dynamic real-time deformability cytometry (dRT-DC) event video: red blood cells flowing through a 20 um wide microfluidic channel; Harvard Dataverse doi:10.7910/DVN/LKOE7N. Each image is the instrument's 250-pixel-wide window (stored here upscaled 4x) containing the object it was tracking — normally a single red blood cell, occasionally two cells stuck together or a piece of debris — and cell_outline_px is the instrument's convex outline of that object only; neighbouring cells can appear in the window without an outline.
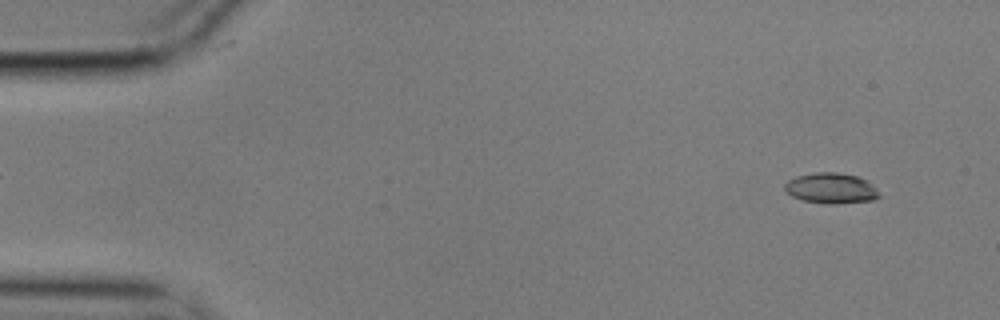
{"species": "common noctule bat (a hibernating species)", "species_latin": "Nyctalus noctula", "temperature_condition": "cold", "stored_images_in_passage": 56, "camera_frame_rate_fps": 3000, "um_per_image_px": 0.085, "animal": {"sex": "male", "body_mass_g": 17.9}, "frame": {"image": 1, "passage_image": 4, "time_ms": 1.0, "image_size_px": [1000, 320], "cell_outline_px": [[880, 196], [872, 200], [836, 204], [832, 204], [804, 200], [792, 196], [784, 192], [784, 184], [788, 180], [796, 176], [816, 172], [836, 172], [856, 176], [868, 180], [876, 188]], "centroid_in_image_um": [70.63, 15.99], "position_along_channel_um": 14.4, "area_um2": 16.82}}
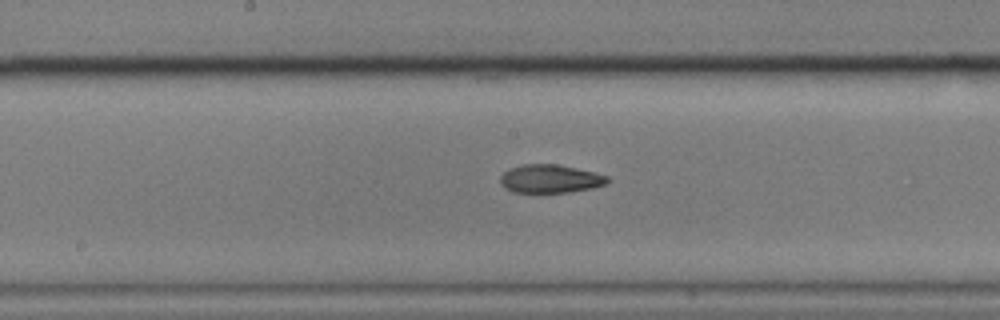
{"frame": {"image": 2, "passage_image": 29, "time_ms": 9.333, "image_size_px": [1000, 320], "cell_outline_px": [[612, 180], [604, 184], [592, 188], [568, 192], [512, 192], [504, 188], [500, 184], [500, 176], [504, 172], [512, 168], [524, 164], [556, 164], [596, 172], [608, 176]], "centroid_in_image_um": [46.78, 15.2], "position_along_channel_um": 201.4, "area_um2": 17.69}}
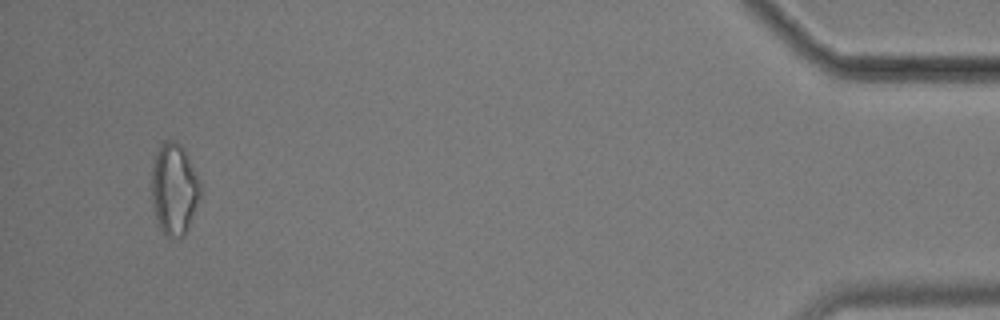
{"frame": {"image": 3, "passage_image": 54, "time_ms": 17.667, "image_size_px": [1000, 320], "cell_outline_px": [[200, 196], [188, 228], [184, 236], [168, 236], [160, 228], [156, 220], [152, 204], [152, 168], [156, 152], [160, 144], [164, 140], [176, 140], [180, 144], [200, 180]], "centroid_in_image_um": [14.79, 16.05], "position_along_channel_um": 420.4, "area_um2": 25.72}, "authors_computed_cell_mechanics": {"area_um2": 18.3226, "velocity_mm_per_s": 3.5171, "shape_relaxation_time_tau1_ms": 7.0794, "shape_relaxation_time_tau2_ms": 4.1433, "deformation_change_tau1": 0.1628, "deformation_change_tau2": 0.1118}}